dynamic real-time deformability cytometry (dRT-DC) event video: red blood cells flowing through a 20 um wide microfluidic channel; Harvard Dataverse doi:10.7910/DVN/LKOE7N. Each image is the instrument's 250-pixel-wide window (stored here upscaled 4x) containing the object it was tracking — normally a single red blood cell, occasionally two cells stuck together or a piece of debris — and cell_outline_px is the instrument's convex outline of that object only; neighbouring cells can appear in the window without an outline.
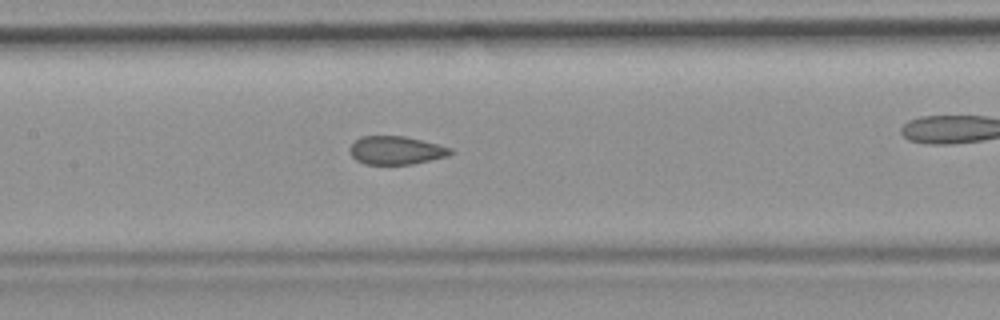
{"species": "common noctule bat (a hibernating species)", "species_latin": "Nyctalus noctula", "temperature_condition": "room temperature", "stored_images_in_passage": 42, "camera_frame_rate_fps": 3000, "um_per_image_px": 0.085, "animal": {"sex": "female", "body_mass_g": 19.9}, "frame": {"image": 1, "passage_image": 24, "time_ms": 7.667, "image_size_px": [1000, 320], "cell_outline_px": [[452, 152], [448, 156], [412, 164], [364, 164], [356, 160], [352, 156], [348, 148], [356, 140], [364, 136], [404, 136], [452, 148]], "centroid_in_image_um": [33.64, 12.78], "position_along_channel_um": 173.8, "area_um2": 16.42}}